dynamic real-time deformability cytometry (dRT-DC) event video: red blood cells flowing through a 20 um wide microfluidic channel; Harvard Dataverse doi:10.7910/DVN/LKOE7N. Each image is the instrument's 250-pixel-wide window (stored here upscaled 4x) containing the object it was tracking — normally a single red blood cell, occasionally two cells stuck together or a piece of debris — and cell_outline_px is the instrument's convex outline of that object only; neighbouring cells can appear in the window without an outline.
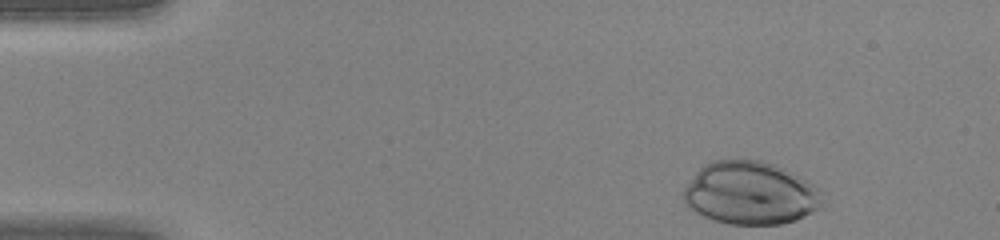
{"species": "human", "species_latin": "Homo sapiens", "temperature_condition": "warm", "stored_images_in_passage": 32, "camera_frame_rate_fps": 3000, "um_per_image_px": 0.085, "donor": {"sex": "female"}, "frame": {"image": 1, "passage_image": 1, "time_ms": 0.0, "image_size_px": [1000, 240], "cell_outline_px": [[820, 204], [816, 208], [804, 216], [796, 220], [780, 224], [728, 224], [704, 216], [688, 208], [684, 200], [684, 188], [696, 172], [704, 164], [712, 160], [760, 160], [776, 164], [800, 176], [812, 184], [816, 188]], "centroid_in_image_um": [63.72, 16.4], "position_along_channel_um": 21.3, "area_um2": 50.29}}
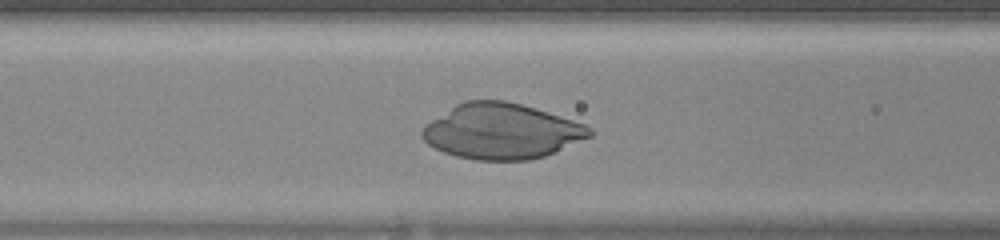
{"frame": {"image": 2, "passage_image": 14, "time_ms": 4.333, "image_size_px": [1000, 240], "cell_outline_px": [[596, 132], [592, 136], [544, 156], [528, 160], [476, 160], [456, 156], [444, 152], [428, 144], [420, 136], [420, 132], [424, 124], [456, 104], [464, 100], [504, 100], [536, 108], [584, 124], [592, 128]], "centroid_in_image_um": [42.61, 11.15], "position_along_channel_um": 124.0, "area_um2": 54.1}}
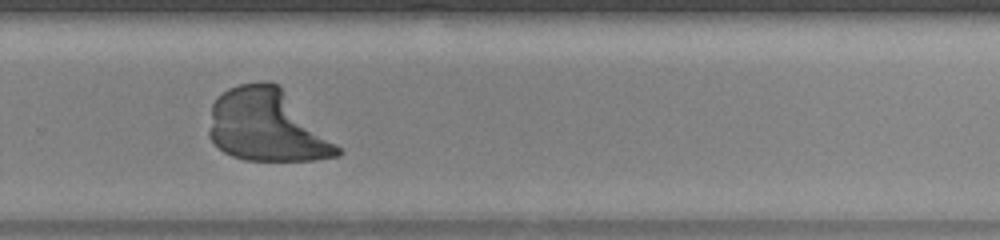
{"frame": {"image": 3, "passage_image": 26, "time_ms": 8.333, "image_size_px": [1000, 240], "cell_outline_px": [[344, 152], [336, 156], [316, 160], [244, 160], [232, 156], [224, 152], [208, 136], [208, 132], [212, 104], [228, 88], [240, 84], [260, 80], [268, 80], [276, 84]], "centroid_in_image_um": [22.64, 10.7], "position_along_channel_um": 307.2, "area_um2": 53.06}}